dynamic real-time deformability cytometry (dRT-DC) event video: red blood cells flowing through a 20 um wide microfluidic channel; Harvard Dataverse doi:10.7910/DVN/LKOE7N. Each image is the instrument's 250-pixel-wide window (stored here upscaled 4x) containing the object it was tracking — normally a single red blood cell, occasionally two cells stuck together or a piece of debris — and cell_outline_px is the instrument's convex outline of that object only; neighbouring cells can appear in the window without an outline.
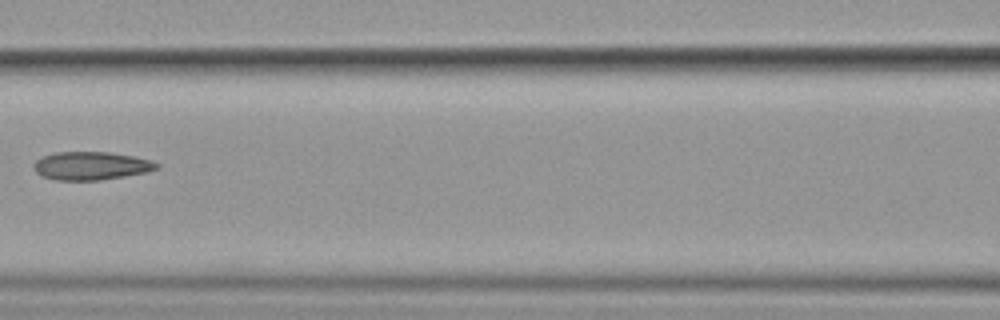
{"species": "common noctule bat (a hibernating species)", "species_latin": "Nyctalus noctula", "temperature_condition": "cold", "stored_images_in_passage": 6, "camera_frame_rate_fps": 3000, "um_per_image_px": 0.085, "animal": {"sex": "female", "body_mass_g": 19.9}, "frame": {"image": 1, "passage_image": 6, "time_ms": 6.667, "image_size_px": [1000, 320], "cell_outline_px": [[160, 168], [144, 172], [124, 176], [100, 180], [56, 180], [40, 176], [32, 168], [32, 164], [40, 156], [56, 152], [108, 152], [132, 156], [148, 160], [160, 164]], "centroid_in_image_um": [7.66, 14.09], "position_along_channel_um": 158.9, "area_um2": 20.23}}